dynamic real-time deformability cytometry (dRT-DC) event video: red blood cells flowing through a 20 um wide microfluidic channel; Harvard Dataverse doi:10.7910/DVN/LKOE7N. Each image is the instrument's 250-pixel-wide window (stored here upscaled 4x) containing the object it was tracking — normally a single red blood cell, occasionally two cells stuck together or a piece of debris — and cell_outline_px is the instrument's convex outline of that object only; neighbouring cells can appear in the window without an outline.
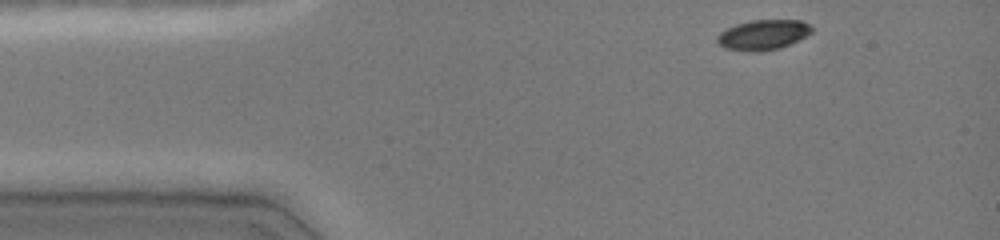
{"species": "common noctule bat (a hibernating species)", "species_latin": "Nyctalus noctula", "temperature_condition": "cold", "stored_images_in_passage": 38, "camera_frame_rate_fps": 3000, "um_per_image_px": 0.085, "animal": {"sex": "female", "body_mass_g": 19.0, "forearm_length_mm": 51.5}, "frame": {"image": 1, "passage_image": 1, "time_ms": 0.0, "image_size_px": [1000, 240], "cell_outline_px": [[816, 28], [812, 32], [780, 48], [760, 52], [752, 52], [724, 48], [716, 40], [716, 36], [720, 32], [736, 24], [752, 20], [800, 20]], "centroid_in_image_um": [64.85, 2.96], "position_along_channel_um": 20.1, "area_um2": 16.53}}
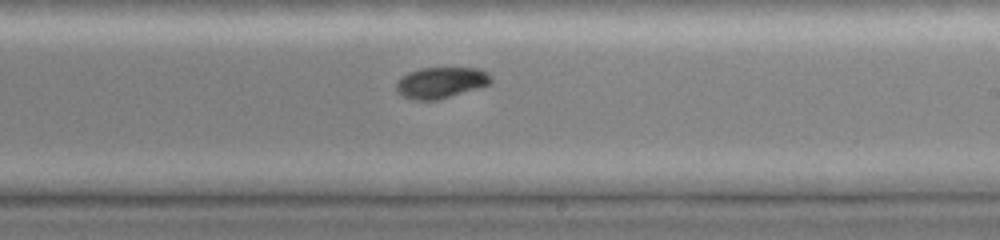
{"frame": {"image": 2, "passage_image": 23, "time_ms": 7.333, "image_size_px": [1000, 240], "cell_outline_px": [[492, 84], [436, 100], [416, 100], [404, 96], [396, 92], [396, 84], [408, 72], [420, 68], [480, 68], [488, 72], [492, 76]], "centroid_in_image_um": [37.53, 7.01], "position_along_channel_um": 251.5, "area_um2": 17.11}}
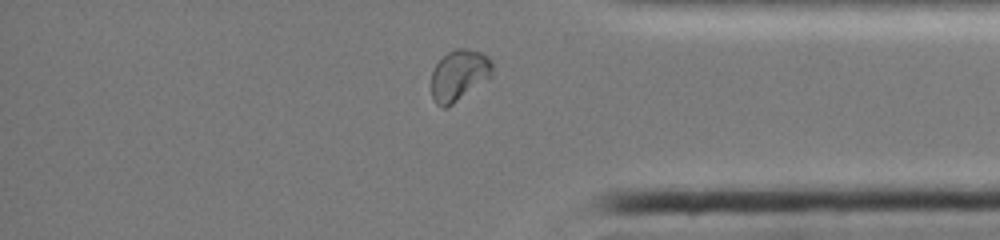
{"frame": {"image": 3, "passage_image": 34, "time_ms": 11.0, "image_size_px": [1000, 240], "cell_outline_px": [[492, 76], [452, 104], [444, 108], [436, 104], [432, 100], [432, 68], [448, 52], [456, 48], [468, 48], [480, 52], [488, 56], [492, 60]], "centroid_in_image_um": [39.02, 6.38], "position_along_channel_um": 396.2, "area_um2": 18.09}, "authors_computed_cell_mechanics": {"area_um2": 17.6579, "velocity_mm_per_s": 4.0481, "shape_relaxation_time_tau1_ms": 3.5974, "shape_relaxation_time_tau2_ms": null, "deformation_change_tau1": 0.1443, "deformation_change_tau2": null}}